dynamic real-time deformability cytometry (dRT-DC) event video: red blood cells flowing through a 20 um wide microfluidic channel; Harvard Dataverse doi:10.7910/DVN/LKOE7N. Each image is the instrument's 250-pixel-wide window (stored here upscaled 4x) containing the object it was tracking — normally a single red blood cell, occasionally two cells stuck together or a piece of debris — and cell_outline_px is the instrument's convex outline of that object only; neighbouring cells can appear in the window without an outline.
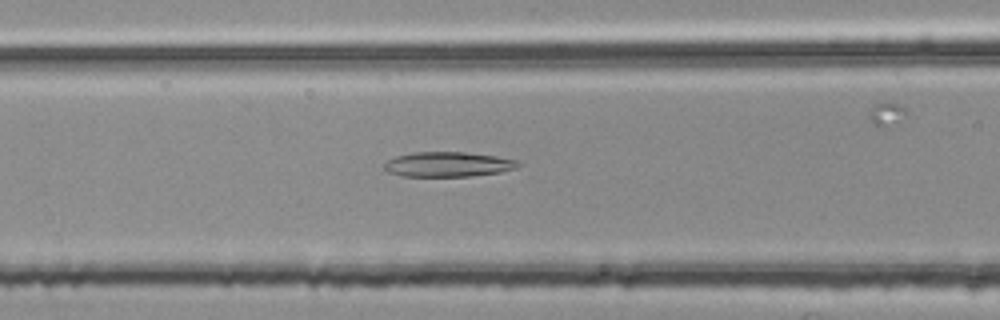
{"species": "common noctule bat (a hibernating species)", "species_latin": "Nyctalus noctula", "temperature_condition": "room temperature", "stored_images_in_passage": 42, "camera_frame_rate_fps": 3000, "um_per_image_px": 0.085, "animal": {"sex": "female", "body_mass_g": 25.1}, "frame": {"image": 1, "passage_image": 9, "time_ms": 2.667, "image_size_px": [1000, 320], "cell_outline_px": [[520, 164], [516, 168], [500, 172], [472, 176], [400, 176], [388, 172], [384, 168], [384, 164], [388, 160], [396, 156], [412, 152], [464, 152], [496, 156], [516, 160]], "centroid_in_image_um": [38.06, 13.97], "position_along_channel_um": 128.5, "area_um2": 19.36}}
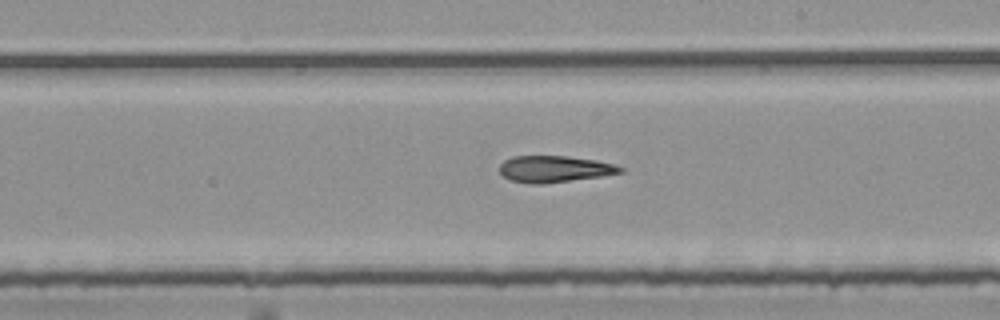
{"frame": {"image": 2, "passage_image": 18, "time_ms": 5.667, "image_size_px": [1000, 320], "cell_outline_px": [[624, 172], [600, 176], [540, 184], [528, 184], [512, 180], [504, 176], [500, 172], [500, 164], [504, 160], [512, 156], [568, 156], [596, 160], [612, 164], [624, 168]], "centroid_in_image_um": [47.11, 14.36], "position_along_channel_um": 241.9, "area_um2": 18.5}}
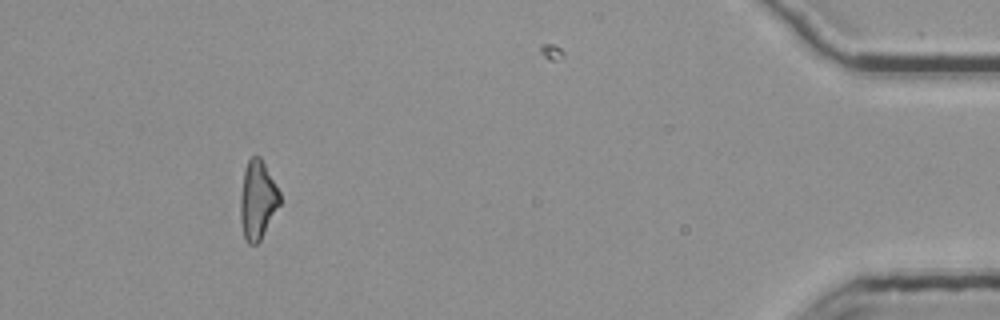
{"frame": {"image": 3, "passage_image": 37, "time_ms": 12.0, "image_size_px": [1000, 320], "cell_outline_px": [[280, 204], [260, 240], [256, 244], [248, 244], [244, 236], [240, 220], [240, 196], [244, 168], [248, 160], [252, 156], [260, 156], [280, 192]], "centroid_in_image_um": [21.88, 16.98], "position_along_channel_um": 413.3, "area_um2": 17.98}, "authors_computed_cell_mechanics": {"area_um2": 18.6116, "velocity_mm_per_s": 3.7865, "shape_relaxation_time_tau1_ms": null, "shape_relaxation_time_tau2_ms": 9.9039, "deformation_change_tau1": null, "deformation_change_tau2": 0.2558}}